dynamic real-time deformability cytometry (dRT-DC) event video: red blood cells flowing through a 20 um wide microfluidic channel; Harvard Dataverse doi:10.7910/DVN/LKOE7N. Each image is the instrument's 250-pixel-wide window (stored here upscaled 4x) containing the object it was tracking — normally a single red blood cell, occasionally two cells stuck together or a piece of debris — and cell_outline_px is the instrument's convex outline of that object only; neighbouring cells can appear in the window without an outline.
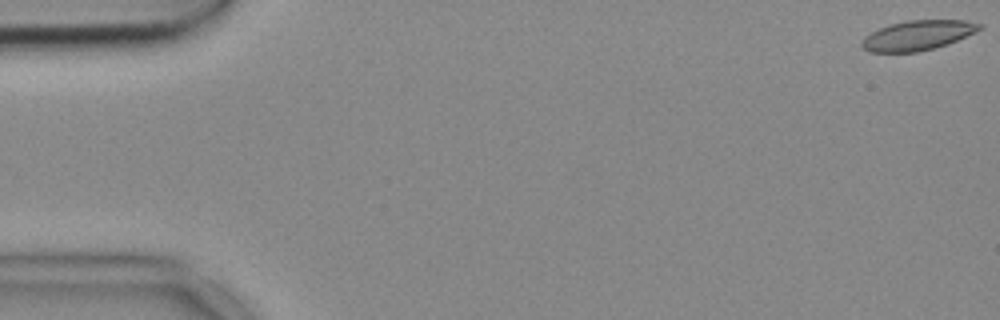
{"species": "common noctule bat (a hibernating species)", "species_latin": "Nyctalus noctula", "temperature_condition": "cold", "stored_images_in_passage": 54, "camera_frame_rate_fps": 3000, "um_per_image_px": 0.085, "animal": {"sex": "female", "body_mass_g": 18.4}, "frame": {"image": 1, "passage_image": 1, "time_ms": 0.0, "image_size_px": [1000, 320], "cell_outline_px": [[984, 28], [976, 32], [948, 44], [916, 52], [872, 52], [864, 48], [860, 44], [864, 36], [880, 28], [904, 20], [964, 20], [984, 24]], "centroid_in_image_um": [78.05, 2.99], "position_along_channel_um": 7.0, "area_um2": 20.4}}
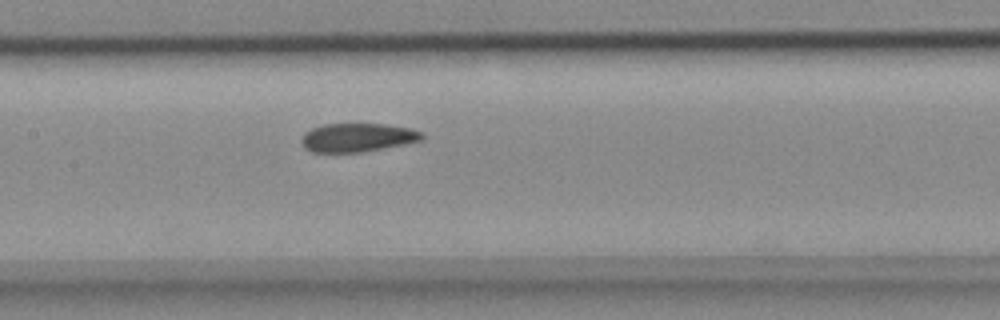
{"frame": {"image": 2, "passage_image": 26, "time_ms": 8.333, "image_size_px": [1000, 320], "cell_outline_px": [[424, 140], [384, 148], [360, 152], [312, 152], [304, 148], [300, 140], [304, 132], [312, 128], [324, 124], [384, 124], [412, 128], [424, 132]], "centroid_in_image_um": [30.4, 11.68], "position_along_channel_um": 177.0, "area_um2": 20.29}}
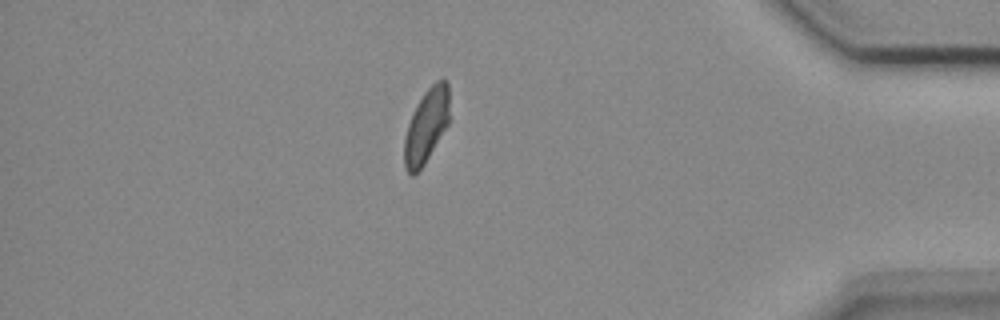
{"frame": {"image": 3, "passage_image": 47, "time_ms": 15.333, "image_size_px": [1000, 320], "cell_outline_px": [[448, 124], [424, 164], [412, 176], [404, 168], [404, 140], [408, 124], [412, 112], [424, 92], [436, 80], [444, 76], [448, 80]], "centroid_in_image_um": [36.23, 10.65], "position_along_channel_um": 399.0, "area_um2": 19.36}}